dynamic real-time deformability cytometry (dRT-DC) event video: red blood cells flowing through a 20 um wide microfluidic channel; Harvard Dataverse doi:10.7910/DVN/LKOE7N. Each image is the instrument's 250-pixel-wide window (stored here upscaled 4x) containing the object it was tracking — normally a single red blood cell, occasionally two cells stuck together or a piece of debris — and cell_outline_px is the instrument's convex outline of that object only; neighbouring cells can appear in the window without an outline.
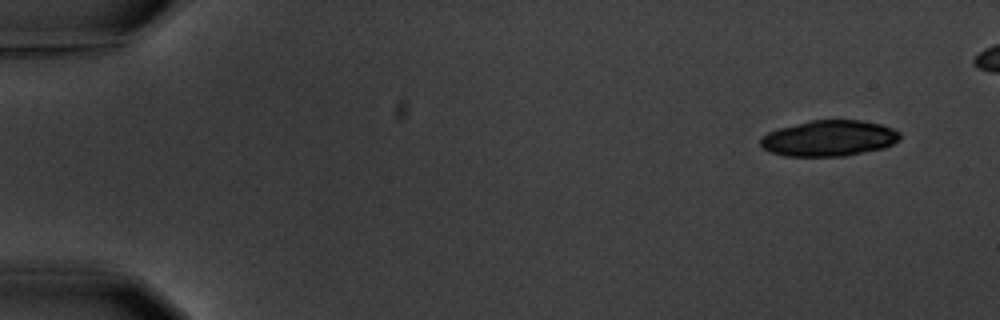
{"species": "common noctule bat (a hibernating species)", "species_latin": "Nyctalus noctula", "temperature_condition": "warm", "stored_images_in_passage": 5, "segment_of_instrument_passage": [2, 2], "camera_frame_rate_fps": 3000, "um_per_image_px": 0.085, "animal": {"sex": "male", "body_mass_g": 20.1, "forearm_length_mm": 53.5}, "frame": {"image": 1, "passage_image": 5, "time_ms": 6.0, "image_size_px": [1000, 320], "cell_outline_px": [[900, 140], [884, 148], [844, 156], [784, 156], [772, 152], [764, 148], [760, 144], [760, 136], [768, 132], [780, 128], [812, 120], [864, 120], [880, 124], [892, 128], [900, 132]], "centroid_in_image_um": [70.48, 11.75], "position_along_channel_um": 14.5, "area_um2": 29.13}}